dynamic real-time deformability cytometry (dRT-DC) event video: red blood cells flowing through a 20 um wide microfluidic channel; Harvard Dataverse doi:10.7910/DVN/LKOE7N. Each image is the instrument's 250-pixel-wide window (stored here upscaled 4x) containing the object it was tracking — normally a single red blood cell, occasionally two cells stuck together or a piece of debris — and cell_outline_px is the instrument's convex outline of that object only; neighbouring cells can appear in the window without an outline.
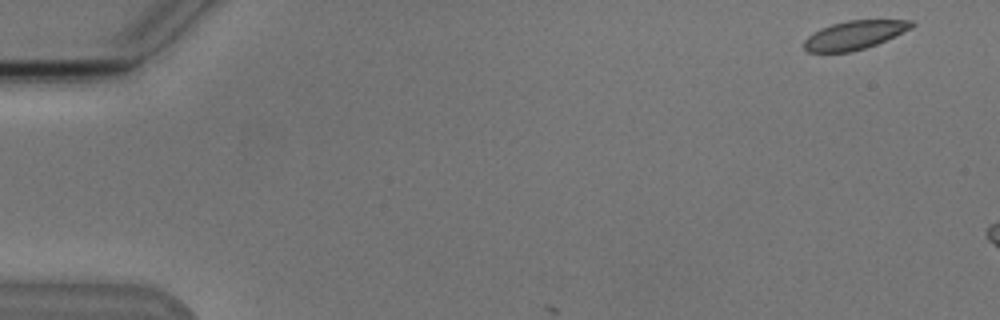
{"species": "Egyptian fruit bat (a non-hibernating species)", "species_latin": "Rousettus aegyptiacus", "temperature_condition": "cold", "stored_images_in_passage": 3, "camera_frame_rate_fps": 3000, "um_per_image_px": 0.085, "animal": {"sex": "male"}, "frame": {"image": 1, "passage_image": 1, "time_ms": 0.0, "image_size_px": [1000, 320], "cell_outline_px": [[916, 24], [912, 28], [876, 44], [852, 52], [808, 52], [804, 48], [804, 40], [808, 36], [820, 28], [832, 24], [848, 20], [912, 20]], "centroid_in_image_um": [72.62, 2.97], "position_along_channel_um": 12.4, "area_um2": 17.86}}